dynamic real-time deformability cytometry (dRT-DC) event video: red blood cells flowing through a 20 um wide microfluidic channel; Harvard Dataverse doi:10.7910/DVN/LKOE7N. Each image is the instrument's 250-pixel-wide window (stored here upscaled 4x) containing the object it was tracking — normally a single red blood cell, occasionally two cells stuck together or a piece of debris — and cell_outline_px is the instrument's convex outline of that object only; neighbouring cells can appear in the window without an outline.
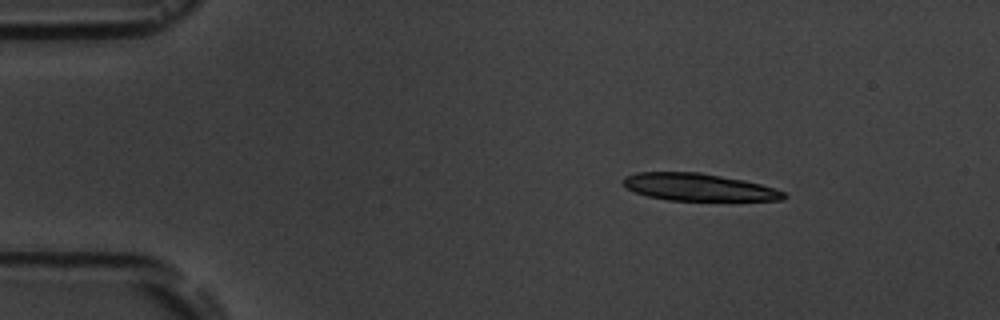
{"species": "common noctule bat (a hibernating species)", "species_latin": "Nyctalus noctula", "temperature_condition": "room temperature", "stored_images_in_passage": 6, "camera_frame_rate_fps": 3000, "um_per_image_px": 0.085, "animal": {"sex": "male", "body_mass_g": 19.5, "forearm_length_mm": 54.6}, "frame": {"image": 1, "passage_image": 2, "time_ms": 1.333, "image_size_px": [1000, 320], "cell_outline_px": [[788, 196], [784, 200], [668, 200], [648, 196], [624, 188], [624, 176], [636, 172], [700, 172], [744, 180], [776, 188], [784, 192]], "centroid_in_image_um": [59.38, 15.9], "position_along_channel_um": 25.6, "area_um2": 25.55}}
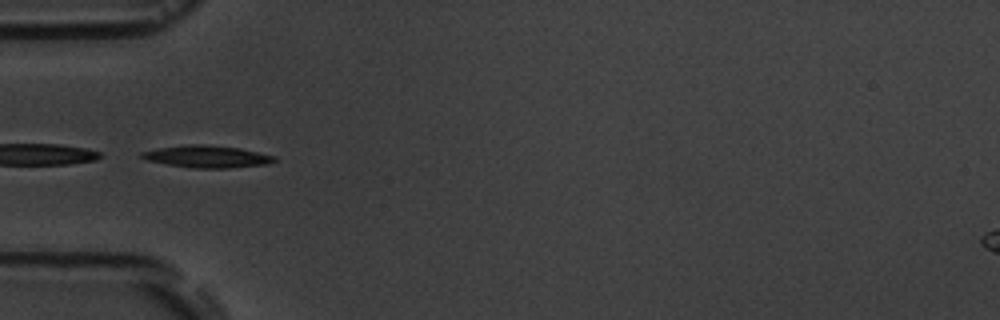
{"frame": {"image": 2, "passage_image": 5, "time_ms": 4.667, "image_size_px": [1000, 320], "cell_outline_px": [[276, 160], [268, 164], [228, 168], [192, 168], [168, 164], [148, 160], [140, 156], [140, 152], [156, 148], [184, 144], [204, 144], [240, 148], [276, 156]], "centroid_in_image_um": [17.59, 13.3], "position_along_channel_um": 67.4, "area_um2": 17.17}}